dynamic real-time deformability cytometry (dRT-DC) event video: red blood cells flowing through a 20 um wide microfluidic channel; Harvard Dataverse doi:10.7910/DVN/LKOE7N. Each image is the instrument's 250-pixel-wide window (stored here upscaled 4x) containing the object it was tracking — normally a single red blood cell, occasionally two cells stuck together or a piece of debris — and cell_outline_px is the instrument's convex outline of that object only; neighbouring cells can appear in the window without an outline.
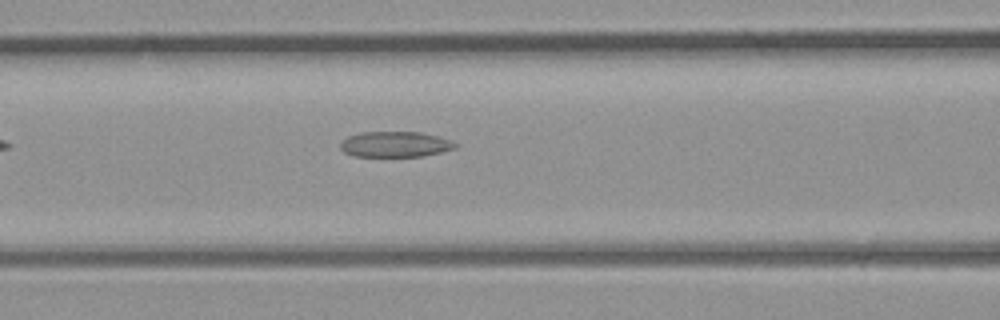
{"species": "common noctule bat (a hibernating species)", "species_latin": "Nyctalus noctula", "temperature_condition": "room temperature", "stored_images_in_passage": 27, "camera_frame_rate_fps": 3000, "um_per_image_px": 0.085, "animal": {"sex": "male", "body_mass_g": 23.1, "forearm_length_mm": 52.7}, "frame": {"image": 1, "passage_image": 5, "time_ms": 1.333, "image_size_px": [1000, 320], "cell_outline_px": [[456, 148], [440, 152], [420, 156], [352, 156], [344, 152], [340, 148], [340, 140], [348, 136], [360, 132], [420, 132], [436, 136], [448, 140], [456, 144]], "centroid_in_image_um": [33.5, 12.26], "position_along_channel_um": 133.1, "area_um2": 16.99}}
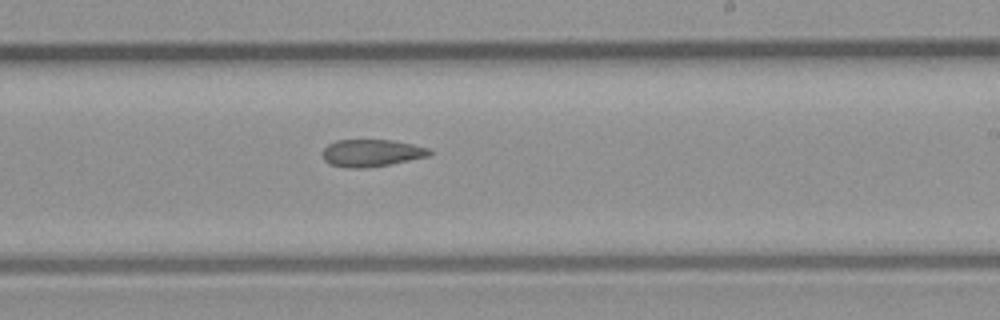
{"frame": {"image": 2, "passage_image": 12, "time_ms": 3.667, "image_size_px": [1000, 320], "cell_outline_px": [[432, 152], [428, 156], [388, 164], [364, 168], [348, 168], [328, 164], [324, 160], [324, 148], [328, 144], [336, 140], [392, 140], [412, 144], [428, 148]], "centroid_in_image_um": [31.54, 13.0], "position_along_channel_um": 257.5, "area_um2": 16.76}}
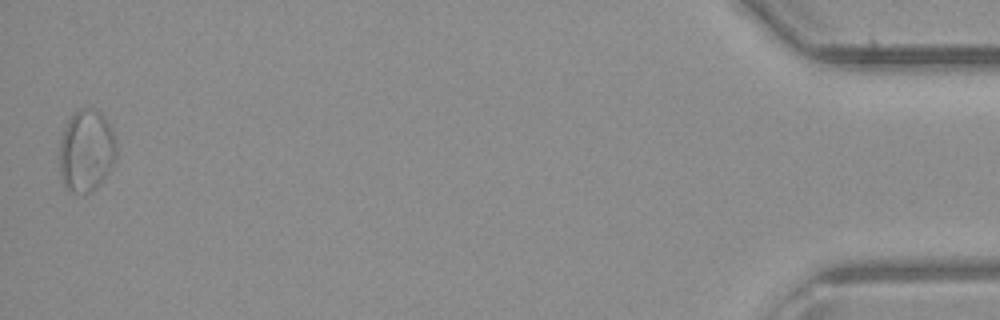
{"frame": {"image": 3, "passage_image": 27, "time_ms": 8.667, "image_size_px": [1000, 320], "cell_outline_px": [[116, 160], [100, 184], [92, 192], [72, 192], [64, 188], [60, 176], [60, 140], [64, 128], [68, 120], [80, 108], [96, 108], [104, 116], [116, 140]], "centroid_in_image_um": [7.33, 12.82], "position_along_channel_um": 427.9, "area_um2": 27.34}}